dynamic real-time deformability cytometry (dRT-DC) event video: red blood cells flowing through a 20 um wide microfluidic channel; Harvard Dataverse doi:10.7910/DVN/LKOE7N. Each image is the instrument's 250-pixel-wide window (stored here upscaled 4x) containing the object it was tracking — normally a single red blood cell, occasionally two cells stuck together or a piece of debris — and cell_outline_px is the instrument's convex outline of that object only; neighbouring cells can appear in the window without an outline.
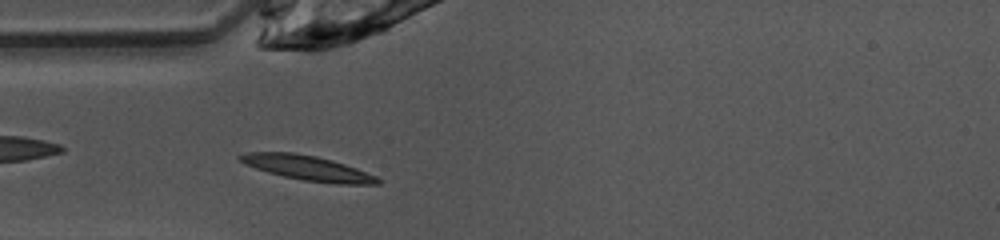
{"species": "common noctule bat (a hibernating species)", "species_latin": "Nyctalus noctula", "temperature_condition": "warm", "stored_images_in_passage": 38, "camera_frame_rate_fps": 3000, "um_per_image_px": 0.085, "animal": {"sex": "female", "body_mass_g": 10.0, "forearm_length_mm": 53.1}, "frame": {"image": 1, "passage_image": 3, "time_ms": 0.667, "image_size_px": [1000, 240], "cell_outline_px": [[380, 184], [340, 184], [304, 180], [284, 176], [268, 172], [244, 164], [236, 156], [248, 152], [292, 152], [316, 156], [332, 160], [356, 168], [376, 176], [380, 180]], "centroid_in_image_um": [26.13, 14.27], "position_along_channel_um": 58.9, "area_um2": 19.65}}
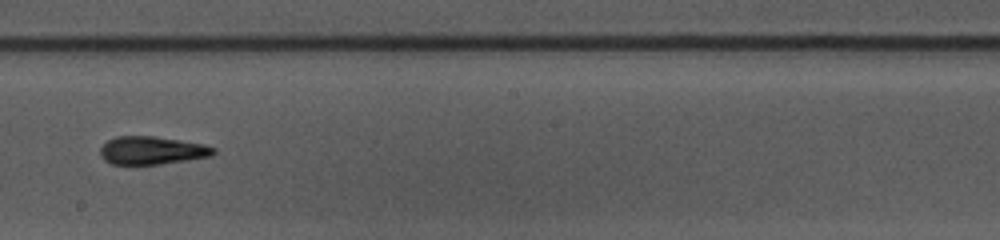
{"frame": {"image": 2, "passage_image": 16, "time_ms": 5.0, "image_size_px": [1000, 240], "cell_outline_px": [[216, 152], [212, 156], [188, 160], [160, 164], [112, 164], [104, 160], [100, 156], [100, 148], [108, 140], [116, 136], [156, 136], [204, 144], [216, 148]], "centroid_in_image_um": [12.93, 12.78], "position_along_channel_um": 235.3, "area_um2": 18.61}}
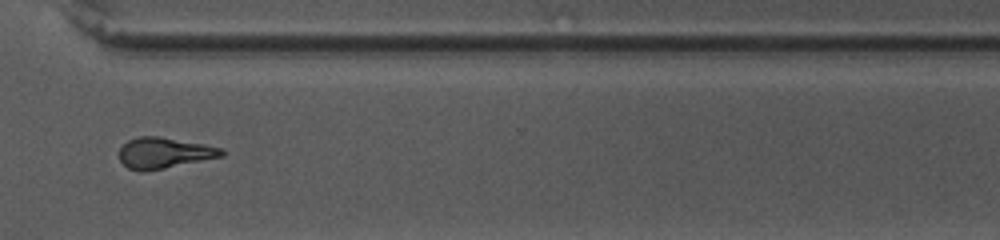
{"frame": {"image": 3, "passage_image": 25, "time_ms": 8.0, "image_size_px": [1000, 240], "cell_outline_px": [[224, 156], [144, 172], [140, 172], [128, 168], [120, 160], [120, 148], [128, 140], [136, 136], [160, 136], [204, 144], [220, 148], [224, 152]], "centroid_in_image_um": [13.93, 12.99], "position_along_channel_um": 356.7, "area_um2": 18.38}, "authors_computed_cell_mechanics": {"area_um2": 18.2648, "velocity_mm_per_s": 4.0544, "shape_relaxation_time_tau1_ms": 3.7169, "shape_relaxation_time_tau2_ms": 1.997, "deformation_change_tau1": 0.2124, "deformation_change_tau2": 0.1029}}